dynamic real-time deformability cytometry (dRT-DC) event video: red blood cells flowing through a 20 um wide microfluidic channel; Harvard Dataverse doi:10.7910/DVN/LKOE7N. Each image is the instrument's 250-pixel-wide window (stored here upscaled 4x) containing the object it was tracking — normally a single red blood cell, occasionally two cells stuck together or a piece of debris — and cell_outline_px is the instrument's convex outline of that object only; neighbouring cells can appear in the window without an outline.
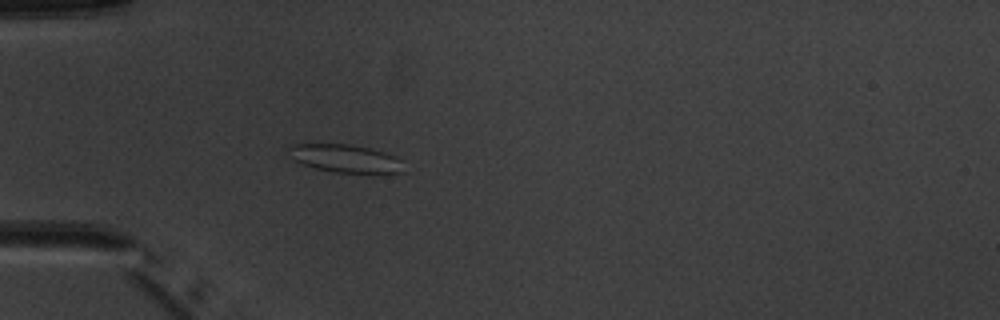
{"species": "common noctule bat (a hibernating species)", "species_latin": "Nyctalus noctula", "temperature_condition": "warm", "stored_images_in_passage": 3, "camera_frame_rate_fps": 3000, "um_per_image_px": 0.085, "animal": {"sex": "male", "body_mass_g": 20.1, "forearm_length_mm": 53.5}, "frame": {"image": 1, "passage_image": 3, "time_ms": 2.333, "image_size_px": [1000, 320], "cell_outline_px": [[404, 172], [372, 176], [336, 172], [316, 168], [292, 160], [288, 148], [288, 144], [352, 144], [372, 148], [384, 152], [400, 160]], "centroid_in_image_um": [29.4, 13.51], "position_along_channel_um": 55.6, "area_um2": 19.42}}